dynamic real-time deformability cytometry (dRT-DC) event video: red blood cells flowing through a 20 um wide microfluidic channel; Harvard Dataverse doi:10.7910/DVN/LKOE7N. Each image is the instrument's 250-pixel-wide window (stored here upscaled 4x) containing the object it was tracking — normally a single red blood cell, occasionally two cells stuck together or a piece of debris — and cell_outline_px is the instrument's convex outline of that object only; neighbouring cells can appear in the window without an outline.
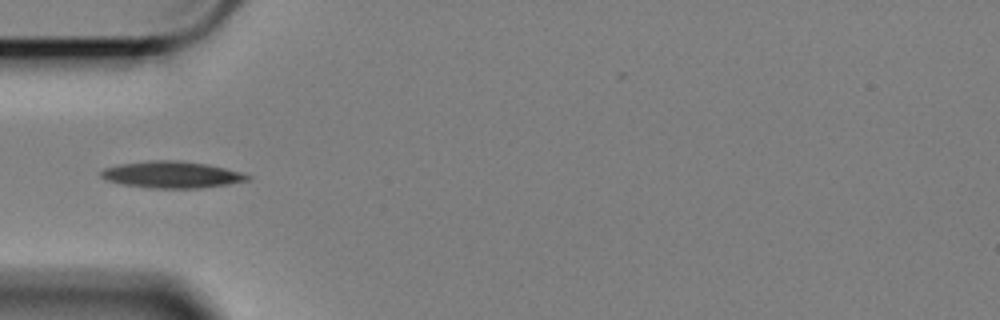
{"species": "Egyptian fruit bat (a non-hibernating species)", "species_latin": "Rousettus aegyptiacus", "temperature_condition": "cold", "stored_images_in_passage": 41, "camera_frame_rate_fps": 3000, "um_per_image_px": 0.085, "animal": {"sex": "female"}, "frame": {"image": 1, "passage_image": 1, "time_ms": 0.0, "image_size_px": [1000, 320], "cell_outline_px": [[252, 176], [248, 180], [228, 184], [200, 188], [152, 188], [124, 184], [108, 180], [100, 176], [100, 172], [104, 168], [120, 164], [148, 160], [180, 160], [208, 164], [240, 172]], "centroid_in_image_um": [14.6, 14.83], "position_along_channel_um": 70.4, "area_um2": 22.66}}
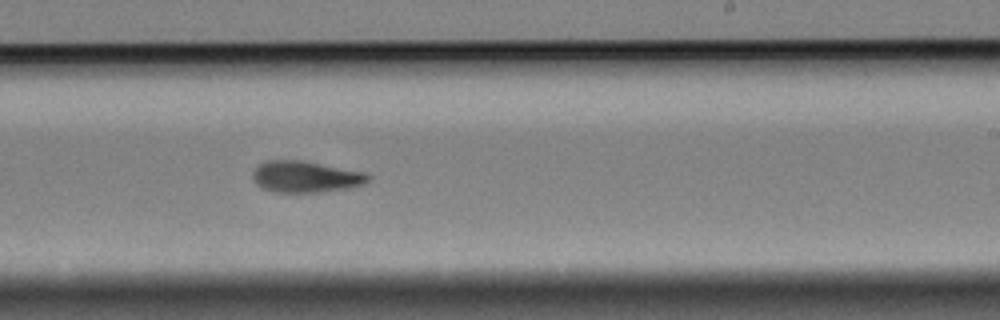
{"frame": {"image": 2, "passage_image": 18, "time_ms": 5.667, "image_size_px": [1000, 320], "cell_outline_px": [[372, 176], [364, 184], [348, 188], [320, 192], [276, 192], [260, 188], [256, 184], [252, 176], [252, 172], [260, 164], [268, 160], [304, 160], [368, 172]], "centroid_in_image_um": [26.01, 15.01], "position_along_channel_um": 263.0, "area_um2": 21.44}}
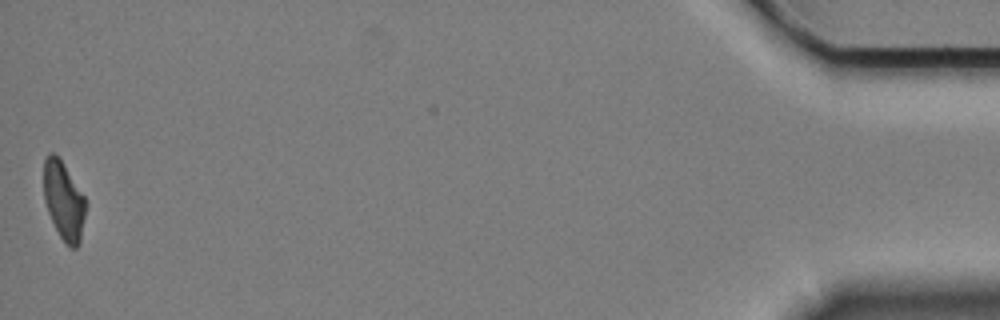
{"frame": {"image": 3, "passage_image": 41, "time_ms": 13.333, "image_size_px": [1000, 320], "cell_outline_px": [[84, 216], [80, 244], [76, 248], [72, 248], [64, 244], [48, 212], [44, 200], [44, 160], [48, 152], [52, 152], [60, 160], [84, 196]], "centroid_in_image_um": [5.39, 17.1], "position_along_channel_um": 429.8, "area_um2": 18.67}, "authors_computed_cell_mechanics": {"area_um2": 20.808, "velocity_mm_per_s": 3.3855, "shape_relaxation_time_tau1_ms": 5.7541, "shape_relaxation_time_tau2_ms": null, "deformation_change_tau1": 0.1536, "deformation_change_tau2": null}}